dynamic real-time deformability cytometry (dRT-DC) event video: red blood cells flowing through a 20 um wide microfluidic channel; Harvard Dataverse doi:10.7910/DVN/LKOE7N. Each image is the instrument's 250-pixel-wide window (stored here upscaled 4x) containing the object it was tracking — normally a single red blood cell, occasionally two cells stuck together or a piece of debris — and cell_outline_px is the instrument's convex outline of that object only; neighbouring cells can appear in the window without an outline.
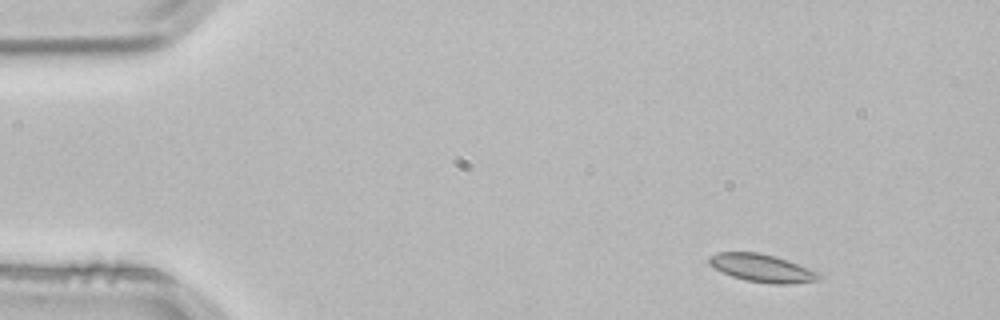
{"species": "common noctule bat (a hibernating species)", "species_latin": "Nyctalus noctula", "temperature_condition": "room temperature", "stored_images_in_passage": 3, "camera_frame_rate_fps": 3000, "um_per_image_px": 0.085, "animal": {"sex": "male", "body_mass_g": 21.5, "forearm_length_mm": 52.0}, "frame": {"image": 1, "passage_image": 1, "time_ms": 0.0, "image_size_px": [1000, 320], "cell_outline_px": [[824, 276], [816, 280], [792, 284], [772, 284], [744, 280], [732, 276], [708, 264], [708, 256], [716, 252], [760, 252], [776, 256], [788, 260], [820, 272]], "centroid_in_image_um": [64.79, 22.78], "position_along_channel_um": 20.2, "area_um2": 18.03}}
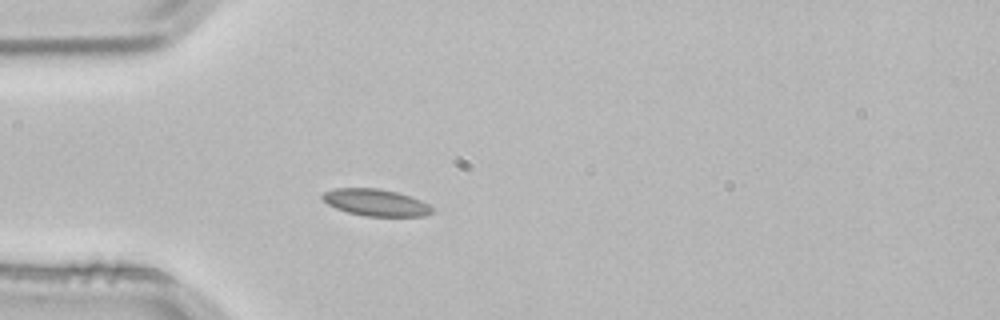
{"frame": {"image": 2, "passage_image": 3, "time_ms": 0.667, "image_size_px": [1000, 320], "cell_outline_px": [[436, 212], [424, 216], [364, 216], [348, 212], [336, 208], [328, 204], [320, 196], [324, 192], [336, 188], [380, 188], [412, 196], [428, 204]], "centroid_in_image_um": [31.97, 17.21], "position_along_channel_um": 53.0, "area_um2": 17.22}}